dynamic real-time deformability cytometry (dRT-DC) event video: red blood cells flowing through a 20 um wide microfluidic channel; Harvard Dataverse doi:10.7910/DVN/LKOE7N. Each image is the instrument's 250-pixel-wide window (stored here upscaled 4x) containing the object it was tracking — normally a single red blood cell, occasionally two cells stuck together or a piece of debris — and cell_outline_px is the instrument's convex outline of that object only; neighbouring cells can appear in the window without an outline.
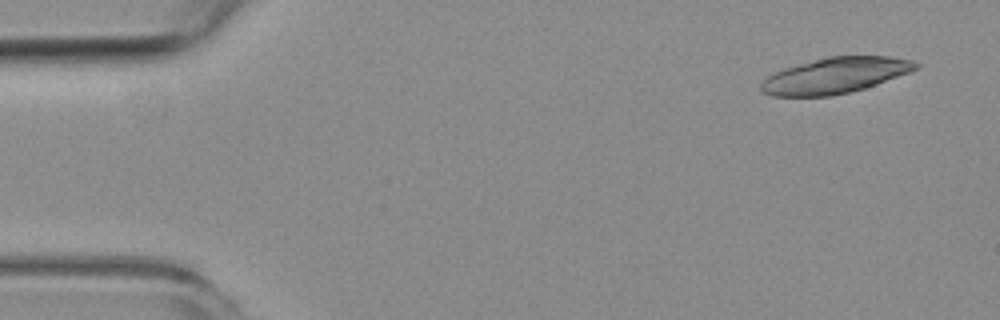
{"species": "common noctule bat (a hibernating species)", "species_latin": "Nyctalus noctula", "temperature_condition": "room temperature", "stored_images_in_passage": 4, "camera_frame_rate_fps": 3000, "um_per_image_px": 0.085, "animal": {"sex": "female", "body_mass_g": 19.3, "forearm_length_mm": 54.1}, "frame": {"image": 1, "passage_image": 1, "time_ms": 0.0, "image_size_px": [1000, 320], "cell_outline_px": [[920, 68], [864, 88], [832, 96], [772, 96], [764, 92], [760, 88], [760, 84], [768, 76], [784, 68], [828, 56], [888, 56], [912, 60], [920, 64]], "centroid_in_image_um": [71.0, 6.41], "position_along_channel_um": 14.0, "area_um2": 31.91}}